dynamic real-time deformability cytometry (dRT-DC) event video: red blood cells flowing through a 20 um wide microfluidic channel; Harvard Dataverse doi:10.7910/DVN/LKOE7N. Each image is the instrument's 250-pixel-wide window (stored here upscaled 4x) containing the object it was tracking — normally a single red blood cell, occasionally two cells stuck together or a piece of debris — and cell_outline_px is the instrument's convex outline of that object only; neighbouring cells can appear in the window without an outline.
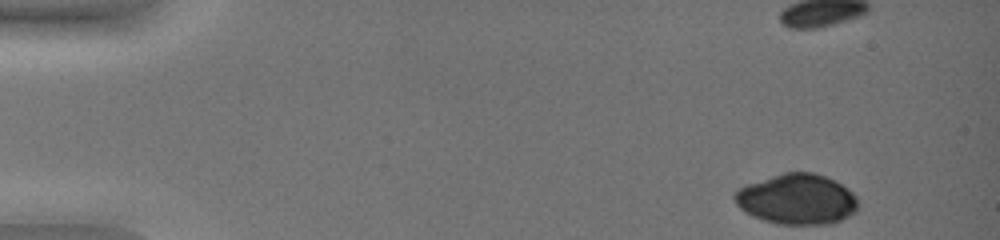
{"species": "common noctule bat (a hibernating species)", "species_latin": "Nyctalus noctula", "temperature_condition": "warm", "stored_images_in_passage": 48, "camera_frame_rate_fps": 3000, "um_per_image_px": 0.085, "animal": {"sex": "female", "body_mass_g": 19.0, "forearm_length_mm": 51.5}, "frame": {"image": 1, "passage_image": 1, "time_ms": 0.0, "image_size_px": [1000, 240], "cell_outline_px": [[860, 204], [856, 212], [832, 224], [776, 224], [752, 216], [744, 212], [736, 204], [732, 196], [744, 184], [784, 172], [812, 172], [824, 176], [848, 188], [856, 196]], "centroid_in_image_um": [67.73, 16.94], "position_along_channel_um": 17.3, "area_um2": 36.53}}